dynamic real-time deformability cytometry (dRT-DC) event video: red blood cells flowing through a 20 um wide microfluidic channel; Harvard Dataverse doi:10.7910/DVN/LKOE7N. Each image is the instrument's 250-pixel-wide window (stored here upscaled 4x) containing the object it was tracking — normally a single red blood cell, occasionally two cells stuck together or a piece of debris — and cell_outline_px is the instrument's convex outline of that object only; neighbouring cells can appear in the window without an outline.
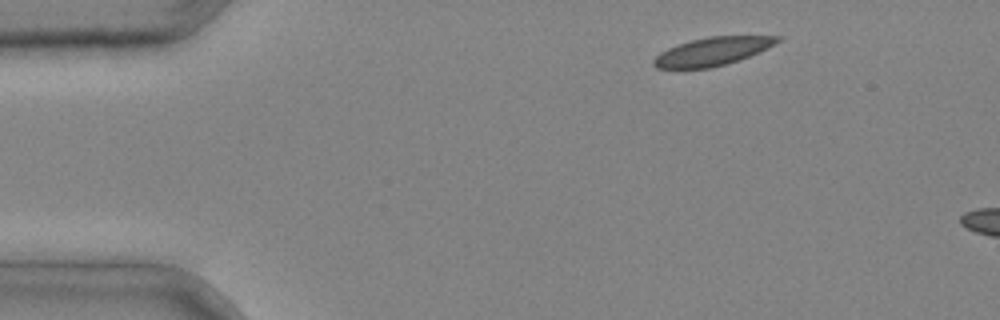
{"species": "common noctule bat (a hibernating species)", "species_latin": "Nyctalus noctula", "temperature_condition": "cold", "stored_images_in_passage": 3, "camera_frame_rate_fps": 3000, "um_per_image_px": 0.085, "animal": {"sex": "male", "body_mass_g": 20.4}, "frame": {"image": 1, "passage_image": 1, "time_ms": 0.0, "image_size_px": [1000, 320], "cell_outline_px": [[784, 36], [780, 40], [740, 60], [712, 68], [656, 68], [652, 64], [652, 60], [660, 52], [668, 48], [692, 40], [712, 36]], "centroid_in_image_um": [60.51, 4.38], "position_along_channel_um": 24.5, "area_um2": 19.94}}